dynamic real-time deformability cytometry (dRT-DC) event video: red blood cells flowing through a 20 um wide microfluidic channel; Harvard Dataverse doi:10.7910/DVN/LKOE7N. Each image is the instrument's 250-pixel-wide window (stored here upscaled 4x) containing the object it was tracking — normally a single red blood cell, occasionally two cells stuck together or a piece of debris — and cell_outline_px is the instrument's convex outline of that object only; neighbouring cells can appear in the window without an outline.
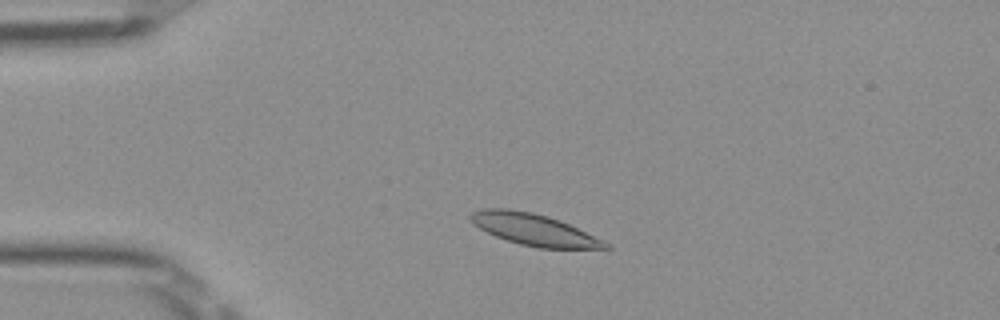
{"species": "Egyptian fruit bat (a non-hibernating species)", "species_latin": "Rousettus aegyptiacus", "temperature_condition": "room temperature", "stored_images_in_passage": 47, "camera_frame_rate_fps": 3000, "um_per_image_px": 0.085, "frame": {"image": 1, "passage_image": 7, "time_ms": 2.0, "image_size_px": [1000, 320], "cell_outline_px": [[612, 248], [536, 248], [520, 244], [496, 236], [472, 224], [468, 216], [472, 212], [484, 208], [508, 208], [532, 212], [548, 216], [560, 220], [604, 240], [612, 244]], "centroid_in_image_um": [45.39, 19.51], "position_along_channel_um": 39.6, "area_um2": 24.85}}
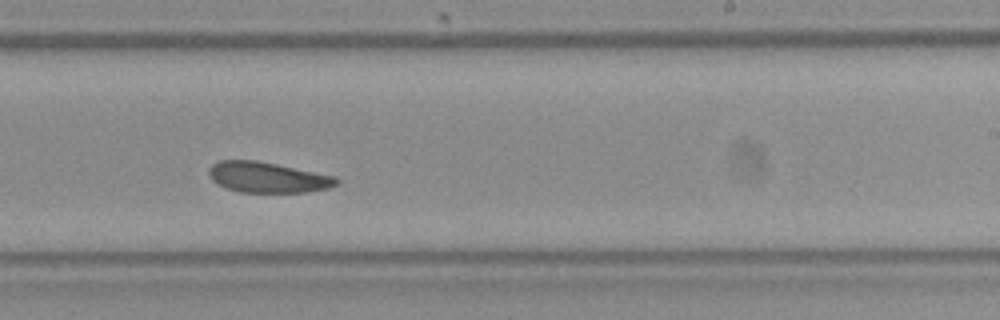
{"frame": {"image": 2, "passage_image": 27, "time_ms": 8.667, "image_size_px": [1000, 320], "cell_outline_px": [[340, 180], [332, 188], [308, 192], [240, 192], [224, 188], [212, 180], [208, 172], [208, 168], [216, 160], [256, 160], [336, 176]], "centroid_in_image_um": [22.74, 15.07], "position_along_channel_um": 266.3, "area_um2": 22.95}}
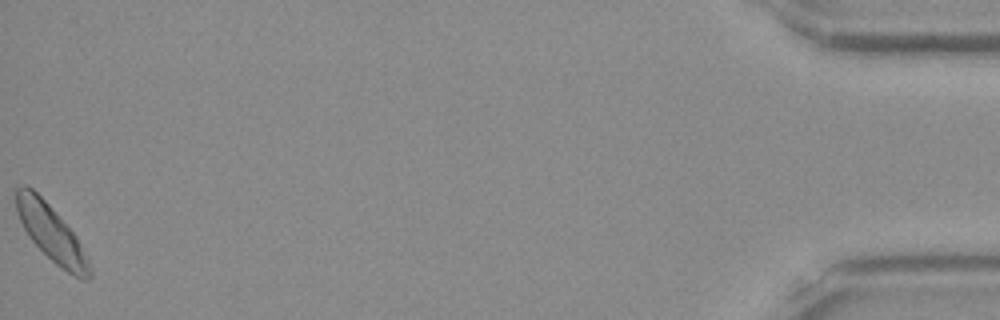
{"frame": {"image": 3, "passage_image": 47, "time_ms": 15.333, "image_size_px": [1000, 320], "cell_outline_px": [[92, 276], [88, 280], [80, 280], [56, 264], [28, 236], [16, 212], [16, 188], [24, 184], [32, 188], [48, 204], [76, 236], [92, 268]], "centroid_in_image_um": [4.36, 19.84], "position_along_channel_um": 430.8, "area_um2": 23.58}, "authors_computed_cell_mechanics": {"area_um2": 23.698, "velocity_mm_per_s": 3.9094, "shape_relaxation_time_tau1_ms": null, "shape_relaxation_time_tau2_ms": 8.4678, "deformation_change_tau1": null, "deformation_change_tau2": 0.1427}}